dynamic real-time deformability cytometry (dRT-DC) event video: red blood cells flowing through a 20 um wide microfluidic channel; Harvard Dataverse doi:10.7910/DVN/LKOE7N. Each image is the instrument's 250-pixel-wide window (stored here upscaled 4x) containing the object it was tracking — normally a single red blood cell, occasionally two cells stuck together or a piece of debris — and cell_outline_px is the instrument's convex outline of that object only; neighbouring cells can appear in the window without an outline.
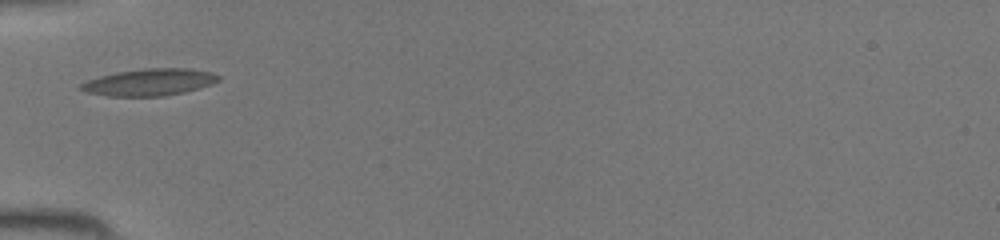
{"species": "common noctule bat (a hibernating species)", "species_latin": "Nyctalus noctula", "temperature_condition": "room temperature", "stored_images_in_passage": 13, "camera_frame_rate_fps": 3000, "um_per_image_px": 0.085, "animal": {"sex": "female", "body_mass_g": 19.5, "forearm_length_mm": 54.1}, "frame": {"image": 1, "passage_image": 1, "time_ms": 0.0, "image_size_px": [1000, 240], "cell_outline_px": [[220, 80], [212, 84], [200, 88], [184, 92], [164, 96], [108, 96], [88, 92], [76, 88], [80, 84], [88, 80], [100, 76], [116, 72], [140, 68], [192, 68], [212, 72], [220, 76]], "centroid_in_image_um": [12.72, 6.98], "position_along_channel_um": 72.3, "area_um2": 21.79}}
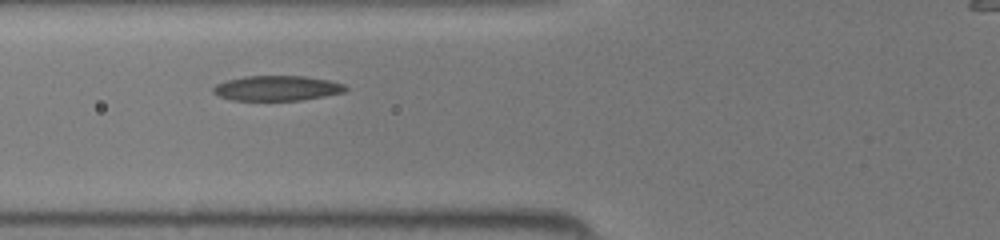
{"frame": {"image": 2, "passage_image": 3, "time_ms": 0.667, "image_size_px": [1000, 240], "cell_outline_px": [[348, 88], [344, 92], [324, 96], [300, 100], [232, 100], [220, 96], [212, 92], [212, 88], [216, 84], [224, 80], [244, 76], [304, 76], [328, 80], [344, 84]], "centroid_in_image_um": [23.51, 7.49], "position_along_channel_um": 102.3, "area_um2": 19.31}}